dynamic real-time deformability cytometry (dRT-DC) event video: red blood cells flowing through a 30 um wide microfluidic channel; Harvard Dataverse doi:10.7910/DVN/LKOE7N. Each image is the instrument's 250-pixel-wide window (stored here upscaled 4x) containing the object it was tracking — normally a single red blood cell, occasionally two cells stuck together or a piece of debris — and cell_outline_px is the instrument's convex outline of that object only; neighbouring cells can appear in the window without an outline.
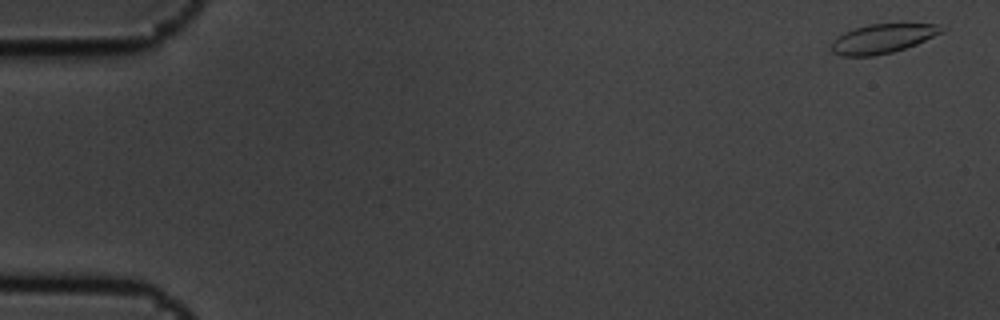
{"species": "common noctule bat (a hibernating species)", "species_latin": "Nyctalus noctula", "temperature_condition": "cold", "stored_images_in_passage": 8, "camera_frame_rate_fps": 3000, "um_per_image_px": 0.085, "animal": {"sex": "male", "body_mass_g": 19.5, "forearm_length_mm": 54.6}, "frame": {"image": 1, "passage_image": 1, "time_ms": 0.0, "image_size_px": [1000, 320], "cell_outline_px": [[948, 28], [944, 32], [916, 44], [892, 52], [872, 56], [840, 56], [832, 52], [832, 44], [836, 36], [844, 32], [868, 24], [936, 24]], "centroid_in_image_um": [75.03, 3.28], "position_along_channel_um": 10.0, "area_um2": 18.73}}
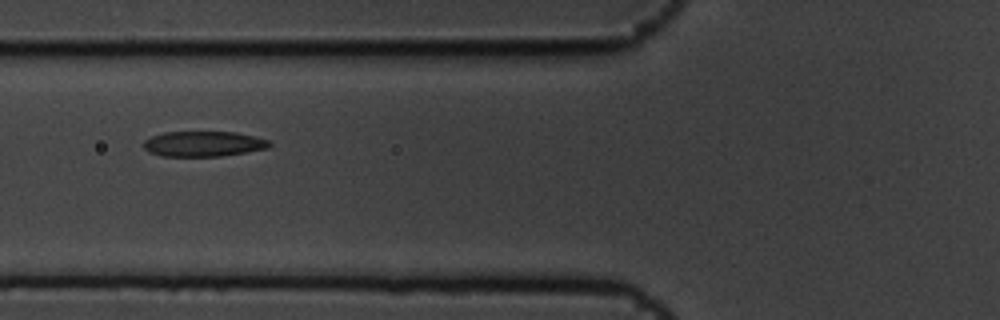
{"frame": {"image": 2, "passage_image": 6, "time_ms": 1.667, "image_size_px": [1000, 320], "cell_outline_px": [[272, 144], [268, 148], [220, 156], [160, 156], [148, 152], [144, 148], [144, 140], [152, 136], [164, 132], [236, 132], [268, 140]], "centroid_in_image_um": [17.26, 12.23], "position_along_channel_um": 108.5, "area_um2": 18.44}}
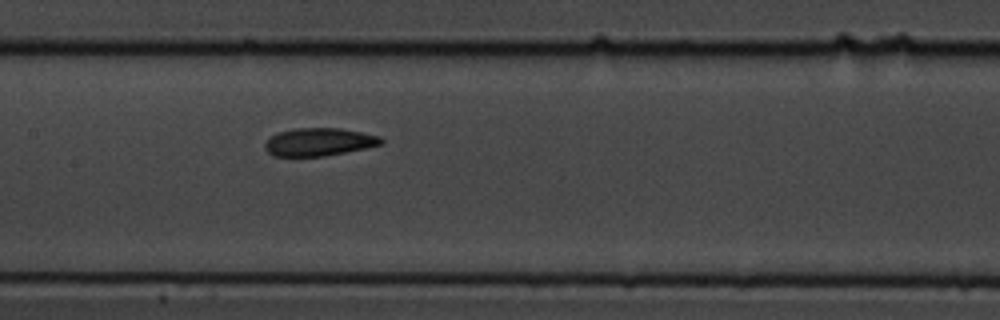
{"frame": {"image": 3, "passage_image": 8, "time_ms": 2.333, "image_size_px": [1000, 320], "cell_outline_px": [[384, 144], [324, 156], [272, 156], [264, 148], [264, 144], [276, 132], [292, 128], [340, 128], [380, 136], [384, 140]], "centroid_in_image_um": [27.09, 12.06], "position_along_channel_um": 180.3, "area_um2": 18.9}}